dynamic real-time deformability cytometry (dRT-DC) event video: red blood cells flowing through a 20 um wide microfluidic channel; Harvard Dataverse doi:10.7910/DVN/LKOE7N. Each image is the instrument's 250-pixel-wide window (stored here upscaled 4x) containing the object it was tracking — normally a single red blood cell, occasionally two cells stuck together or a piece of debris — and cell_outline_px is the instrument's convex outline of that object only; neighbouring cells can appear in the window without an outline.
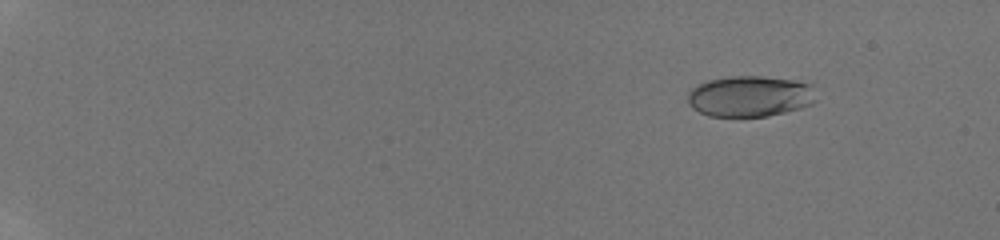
{"species": "human", "species_latin": "Homo sapiens", "temperature_condition": "room temperature", "stored_images_in_passage": 39, "camera_frame_rate_fps": 3000, "um_per_image_px": 0.085, "donor": {"sex": "male"}, "frame": {"image": 1, "passage_image": 16, "time_ms": 2.667, "image_size_px": [1000, 240], "cell_outline_px": [[816, 100], [812, 104], [800, 108], [768, 116], [708, 116], [692, 108], [688, 104], [688, 92], [696, 84], [708, 80], [728, 76], [764, 76], [792, 80], [812, 84]], "centroid_in_image_um": [63.73, 8.17], "position_along_channel_um": 21.3, "area_um2": 30.81}}
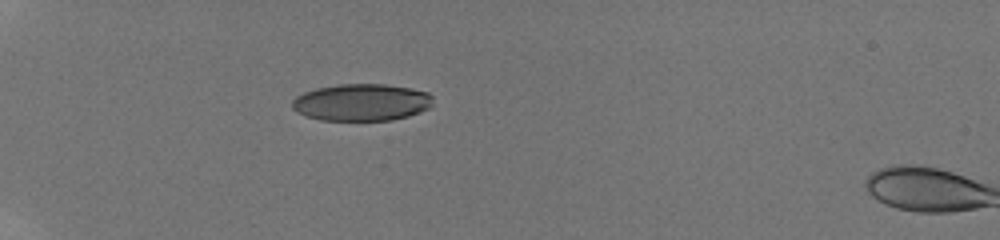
{"frame": {"image": 2, "passage_image": 37, "time_ms": 6.667, "image_size_px": [1000, 240], "cell_outline_px": [[432, 104], [428, 108], [420, 112], [408, 116], [392, 120], [320, 120], [304, 116], [296, 112], [292, 108], [292, 100], [296, 96], [304, 92], [316, 88], [336, 84], [384, 84], [412, 88], [428, 92], [432, 96]], "centroid_in_image_um": [30.71, 8.7], "position_along_channel_um": 54.3, "area_um2": 30.63}}